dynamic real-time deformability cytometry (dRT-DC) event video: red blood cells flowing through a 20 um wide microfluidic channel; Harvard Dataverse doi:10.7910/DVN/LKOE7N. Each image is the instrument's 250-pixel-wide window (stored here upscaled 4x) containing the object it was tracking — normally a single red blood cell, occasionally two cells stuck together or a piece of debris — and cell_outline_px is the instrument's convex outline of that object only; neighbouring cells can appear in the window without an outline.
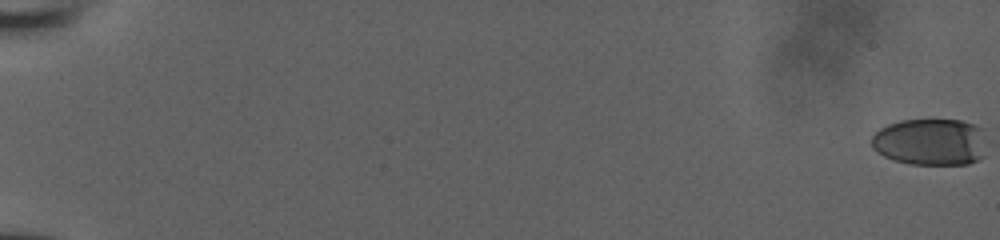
{"species": "human", "species_latin": "Homo sapiens", "temperature_condition": "room temperature", "stored_images_in_passage": 55, "camera_frame_rate_fps": 3000, "um_per_image_px": 0.085, "donor": {"sex": "male"}, "frame": {"image": 1, "passage_image": 1, "time_ms": 0.0, "image_size_px": [1000, 240], "cell_outline_px": [[980, 156], [976, 160], [968, 164], [912, 164], [892, 160], [876, 152], [872, 148], [872, 136], [880, 128], [888, 124], [900, 120], [960, 120], [972, 124], [980, 128]], "centroid_in_image_um": [78.95, 12.06], "position_along_channel_um": 6.1, "area_um2": 30.69}}
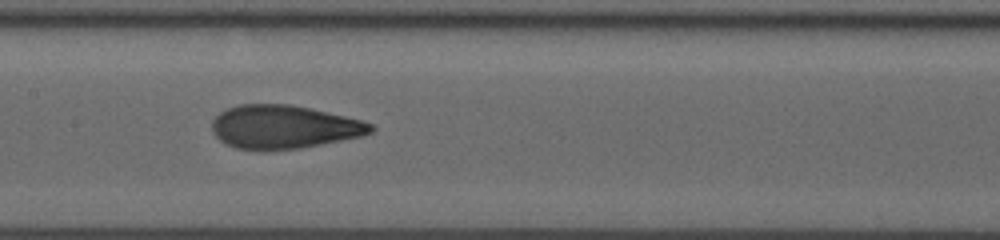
{"frame": {"image": 2, "passage_image": 31, "time_ms": 10.0, "image_size_px": [1000, 240], "cell_outline_px": [[376, 128], [372, 132], [360, 136], [300, 148], [236, 148], [224, 144], [212, 132], [212, 120], [220, 112], [236, 104], [288, 104], [312, 108], [360, 120], [372, 124]], "centroid_in_image_um": [24.1, 10.76], "position_along_channel_um": 183.3, "area_um2": 39.59}}
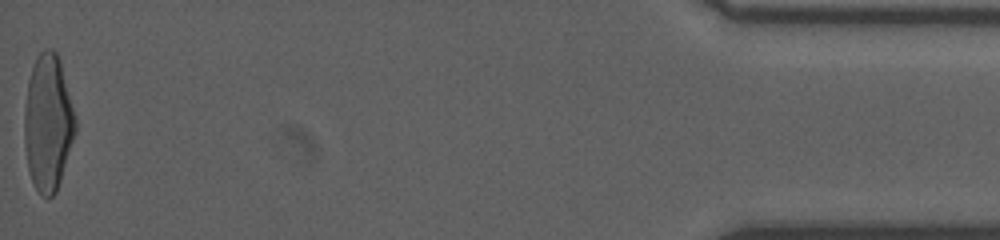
{"frame": {"image": 3, "passage_image": 55, "time_ms": 18.0, "image_size_px": [1000, 240], "cell_outline_px": [[76, 132], [56, 192], [52, 196], [44, 196], [36, 188], [32, 180], [28, 168], [24, 144], [24, 108], [28, 80], [36, 56], [44, 48], [52, 48], [56, 52], [60, 60], [76, 120]], "centroid_in_image_um": [4.07, 10.4], "position_along_channel_um": 431.1, "area_um2": 40.4}}